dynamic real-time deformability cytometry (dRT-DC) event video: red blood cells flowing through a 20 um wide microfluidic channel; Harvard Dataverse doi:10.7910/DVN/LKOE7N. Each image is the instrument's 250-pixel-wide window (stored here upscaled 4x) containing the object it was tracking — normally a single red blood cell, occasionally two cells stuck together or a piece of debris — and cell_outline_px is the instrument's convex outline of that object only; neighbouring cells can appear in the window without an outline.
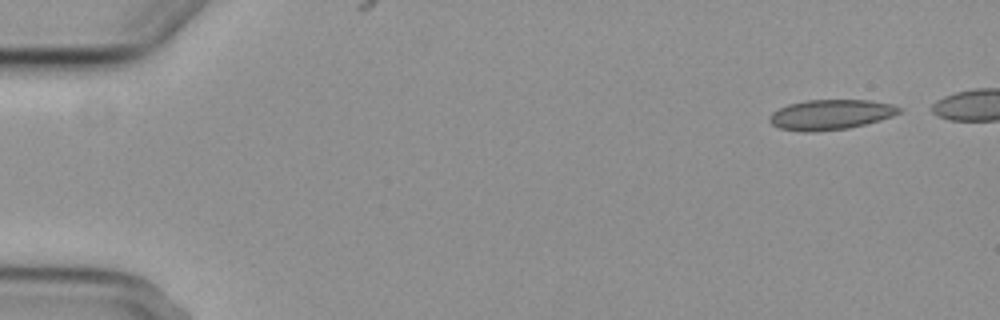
{"species": "common noctule bat (a hibernating species)", "species_latin": "Nyctalus noctula", "temperature_condition": "cold", "stored_images_in_passage": 10, "camera_frame_rate_fps": 3000, "um_per_image_px": 0.085, "animal": {"sex": "female", "body_mass_g": 29.2, "forearm_length_mm": 56.3}, "frame": {"image": 1, "passage_image": 1, "time_ms": 0.0, "image_size_px": [1000, 320], "cell_outline_px": [[904, 108], [900, 112], [892, 116], [880, 120], [848, 128], [780, 128], [772, 124], [768, 120], [768, 116], [772, 112], [788, 104], [804, 100], [868, 100], [892, 104]], "centroid_in_image_um": [70.67, 9.67], "position_along_channel_um": 14.3, "area_um2": 21.68}}
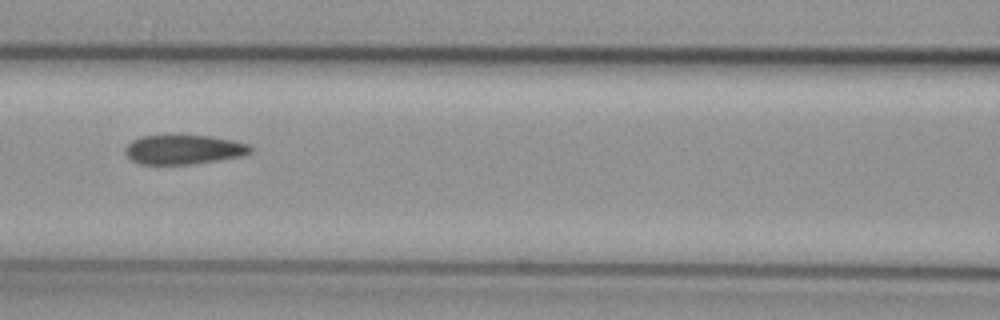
{"frame": {"image": 2, "passage_image": 7, "time_ms": 7.0, "image_size_px": [1000, 320], "cell_outline_px": [[252, 152], [244, 156], [220, 160], [192, 164], [140, 164], [132, 160], [124, 152], [124, 148], [132, 140], [140, 136], [212, 136], [232, 140], [248, 144], [252, 148]], "centroid_in_image_um": [15.63, 12.72], "position_along_channel_um": 151.0, "area_um2": 21.44}}